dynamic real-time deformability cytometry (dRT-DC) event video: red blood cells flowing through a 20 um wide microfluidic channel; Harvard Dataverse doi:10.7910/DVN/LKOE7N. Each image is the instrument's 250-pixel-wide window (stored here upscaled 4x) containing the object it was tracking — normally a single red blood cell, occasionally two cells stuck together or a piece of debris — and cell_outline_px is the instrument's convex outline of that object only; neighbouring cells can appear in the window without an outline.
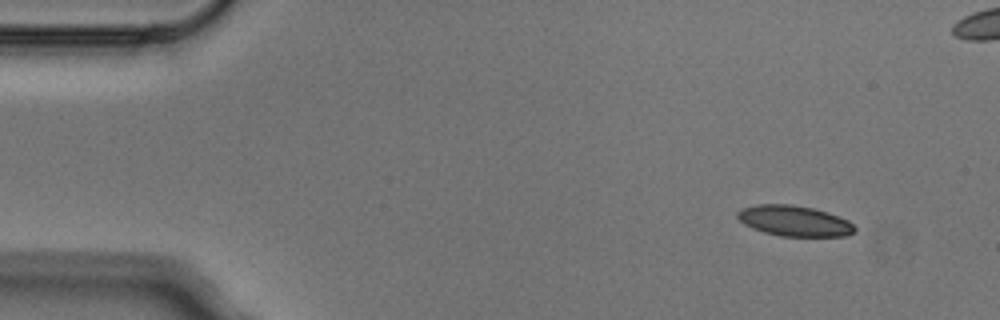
{"species": "Egyptian fruit bat (a non-hibernating species)", "species_latin": "Rousettus aegyptiacus", "temperature_condition": "cold", "stored_images_in_passage": 4, "camera_frame_rate_fps": 3000, "um_per_image_px": 0.085, "animal": {"sex": "male"}, "frame": {"image": 1, "passage_image": 1, "time_ms": 0.0, "image_size_px": [1000, 320], "cell_outline_px": [[856, 232], [848, 236], [780, 236], [764, 232], [752, 228], [744, 224], [736, 216], [736, 212], [740, 208], [756, 204], [792, 204], [812, 208], [828, 212], [848, 220], [856, 228]], "centroid_in_image_um": [67.51, 18.77], "position_along_channel_um": 17.5, "area_um2": 21.1}}